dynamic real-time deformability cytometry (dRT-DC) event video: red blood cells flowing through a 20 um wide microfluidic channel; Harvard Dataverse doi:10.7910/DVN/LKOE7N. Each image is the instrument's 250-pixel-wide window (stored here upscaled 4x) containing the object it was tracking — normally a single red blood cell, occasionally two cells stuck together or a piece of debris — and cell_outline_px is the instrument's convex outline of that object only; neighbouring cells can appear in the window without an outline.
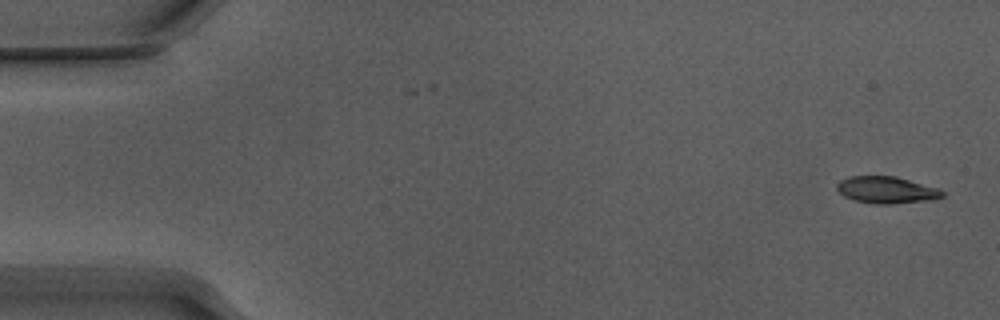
{"species": "Egyptian fruit bat (a non-hibernating species)", "species_latin": "Rousettus aegyptiacus", "temperature_condition": "warm", "stored_images_in_passage": 50, "camera_frame_rate_fps": 3000, "um_per_image_px": 0.085, "animal": {"sex": "male"}, "frame": {"image": 1, "passage_image": 1, "time_ms": 0.0, "image_size_px": [1000, 320], "cell_outline_px": [[944, 196], [932, 200], [888, 204], [876, 204], [852, 200], [844, 196], [836, 188], [836, 184], [840, 180], [848, 176], [896, 176], [940, 188], [944, 192]], "centroid_in_image_um": [75.36, 16.14], "position_along_channel_um": 9.6, "area_um2": 16.7}}
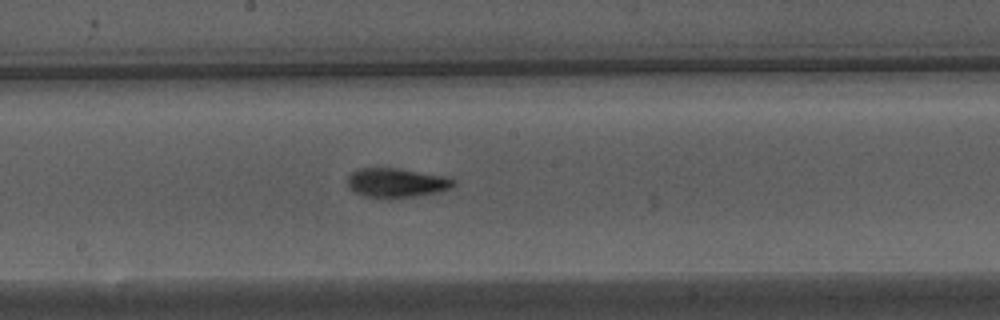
{"frame": {"image": 2, "passage_image": 28, "time_ms": 9.0, "image_size_px": [1000, 320], "cell_outline_px": [[456, 184], [452, 188], [440, 192], [392, 200], [388, 200], [364, 196], [348, 188], [348, 176], [356, 168], [396, 168], [444, 176], [456, 180]], "centroid_in_image_um": [33.7, 15.56], "position_along_channel_um": 214.5, "area_um2": 18.55}}
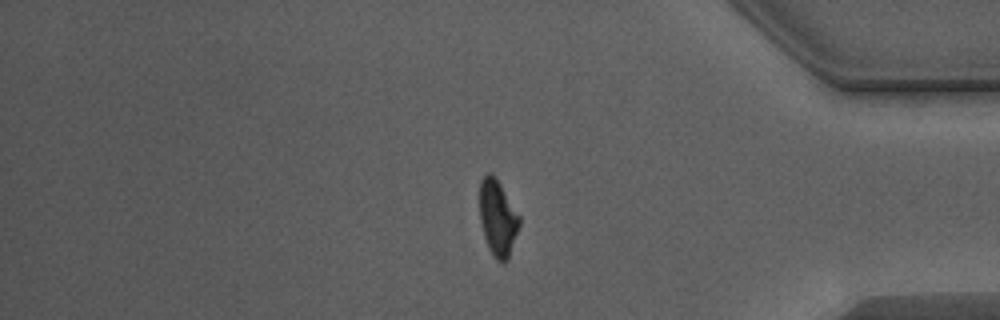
{"frame": {"image": 3, "passage_image": 44, "time_ms": 14.333, "image_size_px": [1000, 320], "cell_outline_px": [[520, 224], [508, 260], [504, 264], [496, 260], [488, 248], [484, 236], [480, 220], [480, 180], [488, 172], [500, 184], [520, 216]], "centroid_in_image_um": [42.31, 18.58], "position_along_channel_um": 392.9, "area_um2": 17.46}}